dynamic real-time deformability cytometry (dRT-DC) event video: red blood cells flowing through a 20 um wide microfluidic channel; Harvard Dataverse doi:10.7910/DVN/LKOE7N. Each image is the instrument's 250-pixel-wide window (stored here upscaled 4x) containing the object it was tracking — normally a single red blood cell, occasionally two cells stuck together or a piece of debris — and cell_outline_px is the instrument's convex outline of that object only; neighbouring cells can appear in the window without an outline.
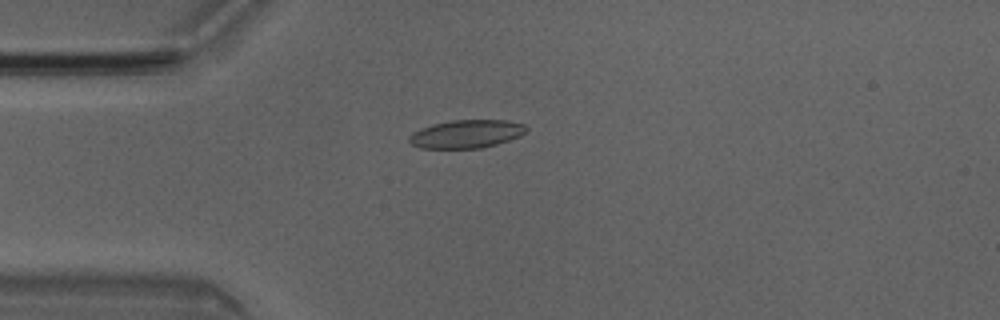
{"species": "Egyptian fruit bat (a non-hibernating species)", "species_latin": "Rousettus aegyptiacus", "temperature_condition": "room temperature", "stored_images_in_passage": 4, "camera_frame_rate_fps": 3000, "um_per_image_px": 0.085, "animal": {"sex": "male"}, "frame": {"image": 1, "passage_image": 3, "time_ms": 0.667, "image_size_px": [1000, 320], "cell_outline_px": [[528, 128], [520, 136], [496, 144], [480, 148], [420, 148], [412, 144], [408, 140], [408, 136], [412, 132], [420, 128], [432, 124], [452, 120], [508, 120], [524, 124]], "centroid_in_image_um": [39.62, 11.38], "position_along_channel_um": 45.4, "area_um2": 19.25}}